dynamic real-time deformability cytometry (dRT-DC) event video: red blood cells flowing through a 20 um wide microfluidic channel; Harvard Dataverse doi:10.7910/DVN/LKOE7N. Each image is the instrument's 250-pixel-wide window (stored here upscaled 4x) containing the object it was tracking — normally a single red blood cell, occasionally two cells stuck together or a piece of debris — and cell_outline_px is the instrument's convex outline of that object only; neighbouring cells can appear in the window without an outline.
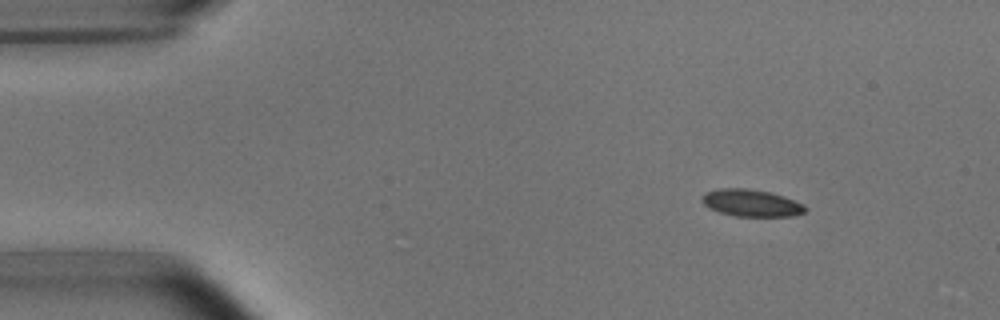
{"species": "common noctule bat (a hibernating species)", "species_latin": "Nyctalus noctula", "temperature_condition": "room temperature", "stored_images_in_passage": 11, "camera_frame_rate_fps": 3000, "um_per_image_px": 0.085, "animal": {"sex": "male", "body_mass_g": 15.6}, "frame": {"image": 1, "passage_image": 1, "time_ms": 0.0, "image_size_px": [1000, 320], "cell_outline_px": [[808, 208], [804, 212], [792, 216], [736, 216], [720, 212], [708, 208], [700, 200], [700, 196], [704, 192], [720, 188], [744, 188], [768, 192], [784, 196], [804, 204]], "centroid_in_image_um": [63.82, 17.25], "position_along_channel_um": 21.2, "area_um2": 16.36}}
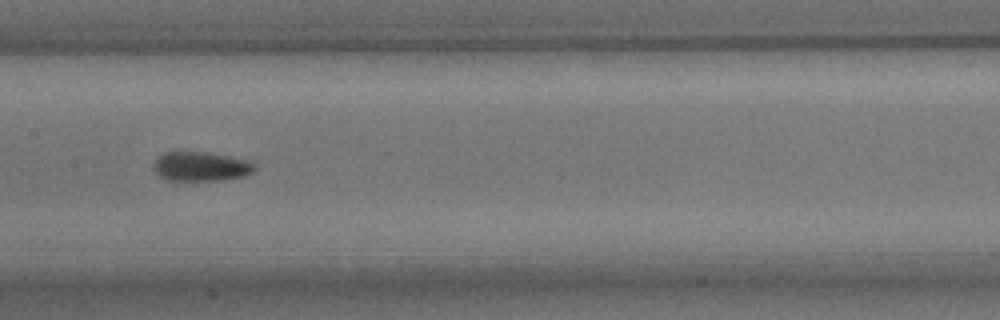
{"frame": {"image": 2, "passage_image": 6, "time_ms": 6.667, "image_size_px": [1000, 320], "cell_outline_px": [[256, 168], [252, 172], [244, 176], [220, 180], [164, 180], [152, 168], [152, 164], [156, 156], [164, 152], [176, 148], [208, 152], [228, 156], [244, 160], [256, 164]], "centroid_in_image_um": [16.96, 14.1], "position_along_channel_um": 190.4, "area_um2": 17.98}}
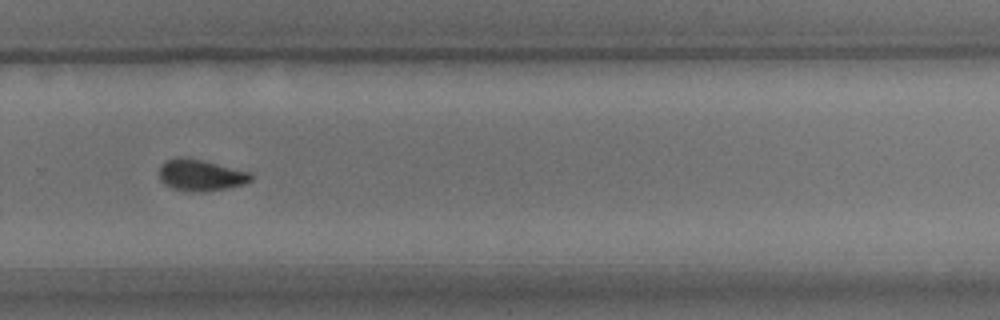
{"frame": {"image": 3, "passage_image": 9, "time_ms": 10.0, "image_size_px": [1000, 320], "cell_outline_px": [[256, 176], [252, 180], [244, 184], [228, 188], [204, 192], [196, 192], [172, 188], [164, 184], [160, 180], [160, 168], [168, 160], [176, 156], [184, 156], [252, 172]], "centroid_in_image_um": [17.12, 14.89], "position_along_channel_um": 312.7, "area_um2": 16.94}, "authors_computed_cell_mechanics": {"area_um2": 16.9354, "velocity_mm_per_s": 3.6878, "shape_relaxation_time_tau1_ms": 3.6142, "shape_relaxation_time_tau2_ms": 0.9939, "deformation_change_tau1": 0.1249, "deformation_change_tau2": 0.0478}}